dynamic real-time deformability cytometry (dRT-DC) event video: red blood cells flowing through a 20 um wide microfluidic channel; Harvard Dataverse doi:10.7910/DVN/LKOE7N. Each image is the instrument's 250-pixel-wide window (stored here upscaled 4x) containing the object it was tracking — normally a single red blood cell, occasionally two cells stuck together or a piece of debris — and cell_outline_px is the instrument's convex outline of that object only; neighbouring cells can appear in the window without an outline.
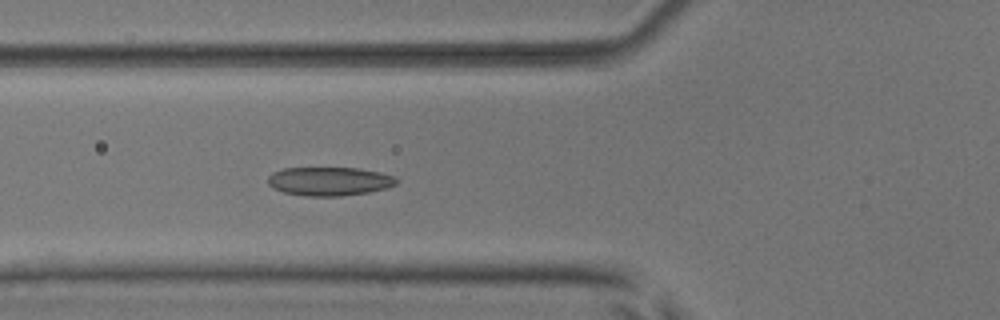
{"species": "common noctule bat (a hibernating species)", "species_latin": "Nyctalus noctula", "temperature_condition": "room temperature", "stored_images_in_passage": 53, "camera_frame_rate_fps": 3000, "um_per_image_px": 0.085, "animal": {"sex": "male", "body_mass_g": 17.9, "forearm_length_mm": 54.2}, "frame": {"image": 1, "passage_image": 20, "time_ms": 6.333, "image_size_px": [1000, 320], "cell_outline_px": [[396, 184], [388, 188], [368, 192], [340, 196], [304, 196], [284, 192], [272, 188], [268, 184], [268, 176], [272, 172], [284, 168], [360, 168], [380, 172], [396, 176]], "centroid_in_image_um": [27.99, 15.41], "position_along_channel_um": 97.8, "area_um2": 21.62}}
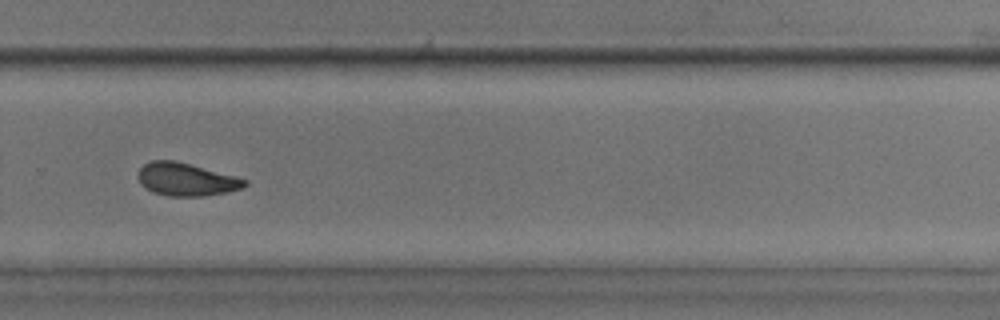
{"frame": {"image": 2, "passage_image": 37, "time_ms": 12.0, "image_size_px": [1000, 320], "cell_outline_px": [[248, 184], [240, 188], [224, 192], [204, 196], [168, 196], [152, 192], [140, 184], [136, 176], [140, 168], [144, 164], [152, 160], [176, 160], [236, 176], [248, 180]], "centroid_in_image_um": [15.79, 15.24], "position_along_channel_um": 314.0, "area_um2": 20.52}}
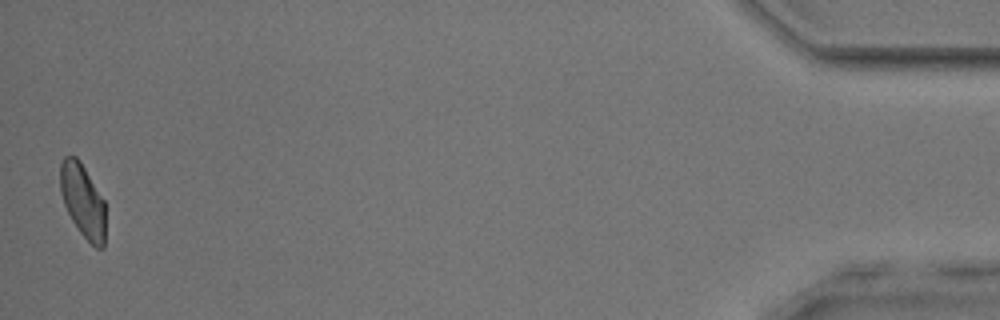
{"frame": {"image": 3, "passage_image": 53, "time_ms": 17.333, "image_size_px": [1000, 320], "cell_outline_px": [[104, 248], [96, 248], [80, 232], [72, 220], [64, 204], [60, 192], [60, 164], [64, 156], [76, 156], [80, 160], [104, 200]], "centroid_in_image_um": [7.02, 17.03], "position_along_channel_um": 428.2, "area_um2": 19.19}, "authors_computed_cell_mechanics": {"area_um2": 21.0392, "velocity_mm_per_s": 3.8299, "shape_relaxation_time_tau1_ms": 4.9567, "shape_relaxation_time_tau2_ms": 3.3224, "deformation_change_tau1": 0.125, "deformation_change_tau2": 0.0761}}